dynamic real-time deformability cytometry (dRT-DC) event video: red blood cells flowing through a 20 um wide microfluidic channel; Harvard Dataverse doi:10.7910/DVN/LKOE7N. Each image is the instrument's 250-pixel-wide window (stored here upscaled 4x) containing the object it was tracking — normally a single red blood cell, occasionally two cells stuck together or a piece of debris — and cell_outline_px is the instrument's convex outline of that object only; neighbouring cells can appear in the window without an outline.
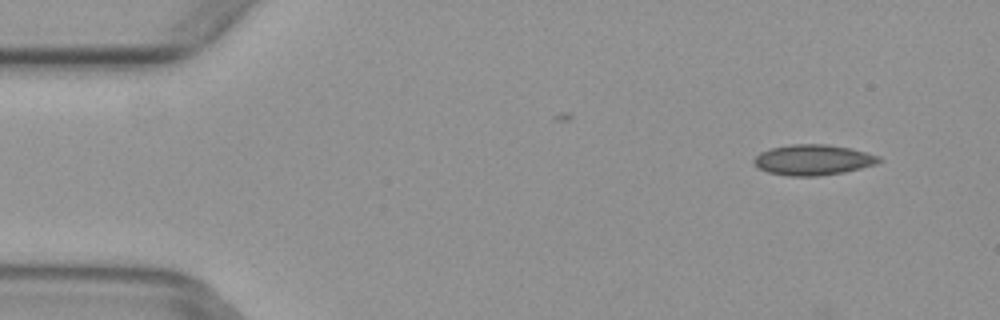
{"species": "common noctule bat (a hibernating species)", "species_latin": "Nyctalus noctula", "temperature_condition": "warm", "stored_images_in_passage": 2, "camera_frame_rate_fps": 3000, "um_per_image_px": 0.085, "animal": {"sex": "female", "body_mass_g": 29.2, "forearm_length_mm": 56.3}, "frame": {"image": 1, "passage_image": 2, "time_ms": 0.333, "image_size_px": [1000, 320], "cell_outline_px": [[884, 160], [876, 164], [844, 172], [816, 176], [788, 176], [768, 172], [760, 168], [752, 160], [760, 152], [772, 148], [792, 144], [824, 144], [848, 148], [880, 156]], "centroid_in_image_um": [69.12, 13.59], "position_along_channel_um": 15.9, "area_um2": 22.02}}